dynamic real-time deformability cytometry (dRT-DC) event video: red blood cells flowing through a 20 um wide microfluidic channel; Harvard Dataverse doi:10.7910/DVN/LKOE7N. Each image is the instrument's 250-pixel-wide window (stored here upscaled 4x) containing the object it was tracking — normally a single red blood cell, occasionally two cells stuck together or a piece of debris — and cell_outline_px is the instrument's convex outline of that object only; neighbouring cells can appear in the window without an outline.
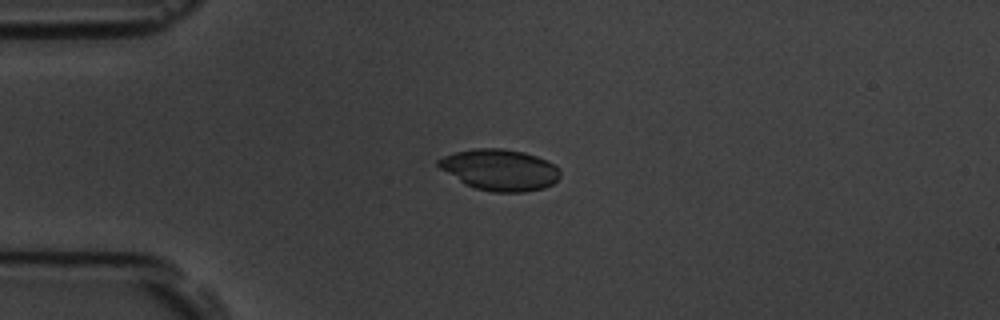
{"species": "common noctule bat (a hibernating species)", "species_latin": "Nyctalus noctula", "temperature_condition": "room temperature", "stored_images_in_passage": 6, "camera_frame_rate_fps": 3000, "um_per_image_px": 0.085, "animal": {"sex": "male", "body_mass_g": 19.5, "forearm_length_mm": 54.6}, "frame": {"image": 1, "passage_image": 4, "time_ms": 3.333, "image_size_px": [1000, 320], "cell_outline_px": [[560, 176], [552, 184], [544, 188], [524, 192], [492, 192], [476, 188], [464, 184], [440, 168], [436, 164], [436, 160], [444, 156], [456, 152], [476, 148], [500, 148], [524, 152], [536, 156], [556, 164], [560, 168]], "centroid_in_image_um": [42.5, 14.44], "position_along_channel_um": 42.5, "area_um2": 29.3}}
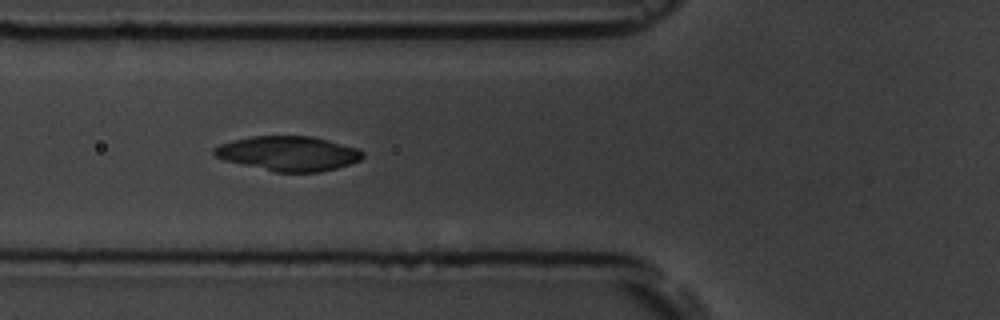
{"frame": {"image": 2, "passage_image": 6, "time_ms": 5.667, "image_size_px": [1000, 320], "cell_outline_px": [[364, 156], [360, 160], [336, 168], [320, 172], [276, 172], [224, 160], [216, 156], [212, 152], [212, 148], [220, 144], [232, 140], [252, 136], [312, 136], [360, 148], [364, 152]], "centroid_in_image_um": [24.52, 13.04], "position_along_channel_um": 101.3, "area_um2": 30.06}}